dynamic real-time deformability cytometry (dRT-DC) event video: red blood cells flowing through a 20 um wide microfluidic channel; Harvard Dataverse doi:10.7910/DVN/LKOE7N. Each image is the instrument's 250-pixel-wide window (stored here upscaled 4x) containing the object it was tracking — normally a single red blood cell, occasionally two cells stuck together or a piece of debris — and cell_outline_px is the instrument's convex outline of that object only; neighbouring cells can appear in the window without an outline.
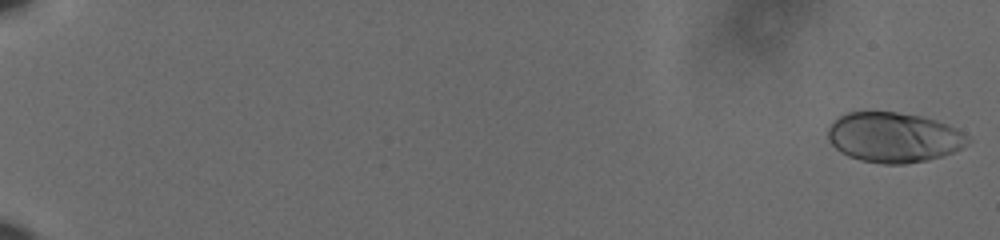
{"species": "human", "species_latin": "Homo sapiens", "temperature_condition": "cold", "stored_images_in_passage": 51, "camera_frame_rate_fps": 3000, "um_per_image_px": 0.085, "donor": {"sex": "male"}, "frame": {"image": 1, "passage_image": 1, "time_ms": 0.0, "image_size_px": [1000, 240], "cell_outline_px": [[968, 140], [960, 148], [952, 152], [928, 160], [904, 164], [884, 164], [860, 160], [848, 156], [840, 152], [828, 140], [828, 128], [832, 120], [836, 116], [848, 112], [896, 112], [920, 116], [936, 120], [948, 124], [956, 128], [968, 136]], "centroid_in_image_um": [75.91, 11.67], "position_along_channel_um": 9.1, "area_um2": 40.75}}
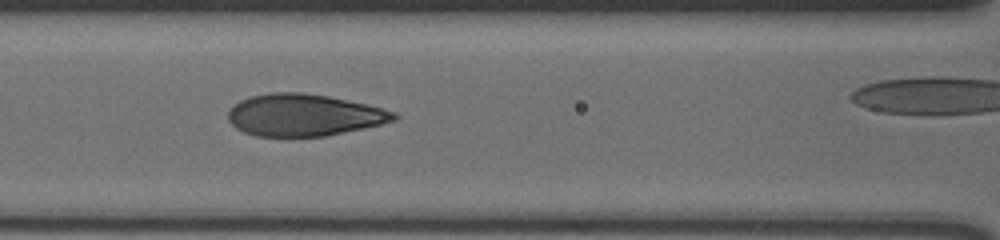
{"frame": {"image": 2, "passage_image": 30, "time_ms": 9.667, "image_size_px": [1000, 240], "cell_outline_px": [[400, 116], [396, 120], [380, 124], [324, 136], [256, 136], [244, 132], [236, 128], [228, 120], [228, 108], [232, 104], [248, 96], [268, 92], [304, 92], [328, 96], [364, 104], [396, 112]], "centroid_in_image_um": [25.76, 9.76], "position_along_channel_um": 140.8, "area_um2": 40.52}}
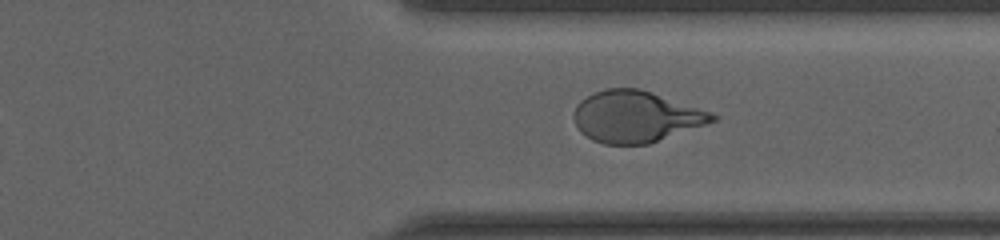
{"frame": {"image": 3, "passage_image": 48, "time_ms": 15.667, "image_size_px": [1000, 240], "cell_outline_px": [[720, 116], [716, 120], [648, 144], [604, 144], [592, 140], [580, 132], [576, 124], [576, 108], [580, 100], [604, 88], [640, 88], [712, 112]], "centroid_in_image_um": [54.06, 9.91], "position_along_channel_um": 357.3, "area_um2": 41.04}}